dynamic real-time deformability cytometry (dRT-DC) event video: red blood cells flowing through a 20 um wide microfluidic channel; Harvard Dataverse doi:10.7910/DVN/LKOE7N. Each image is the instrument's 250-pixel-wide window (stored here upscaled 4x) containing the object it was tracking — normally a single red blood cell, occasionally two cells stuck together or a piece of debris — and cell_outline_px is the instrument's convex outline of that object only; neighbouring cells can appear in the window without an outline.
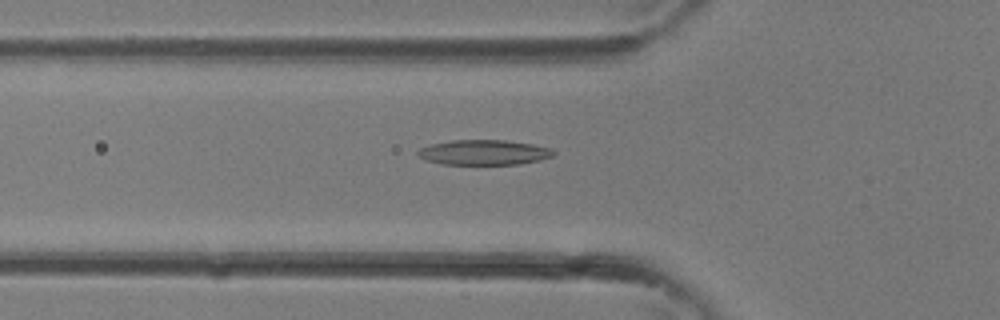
{"species": "common noctule bat (a hibernating species)", "species_latin": "Nyctalus noctula", "temperature_condition": "room temperature", "stored_images_in_passage": 35, "camera_frame_rate_fps": 3000, "um_per_image_px": 0.085, "animal": {"sex": "female"}, "frame": {"image": 1, "passage_image": 12, "time_ms": 3.667, "image_size_px": [1000, 320], "cell_outline_px": [[556, 152], [552, 156], [540, 160], [520, 164], [444, 164], [424, 160], [416, 152], [420, 148], [432, 144], [452, 140], [504, 140], [532, 144], [552, 148]], "centroid_in_image_um": [41.15, 12.95], "position_along_channel_um": 84.7, "area_um2": 19.77}}
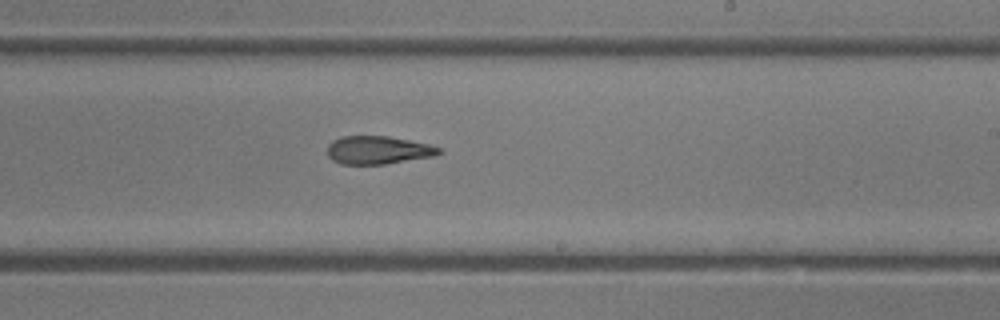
{"frame": {"image": 2, "passage_image": 21, "time_ms": 6.667, "image_size_px": [1000, 320], "cell_outline_px": [[444, 152], [436, 156], [384, 164], [340, 164], [332, 160], [328, 156], [328, 144], [332, 140], [340, 136], [388, 136], [428, 144], [440, 148]], "centroid_in_image_um": [32.13, 12.76], "position_along_channel_um": 256.9, "area_um2": 18.38}}
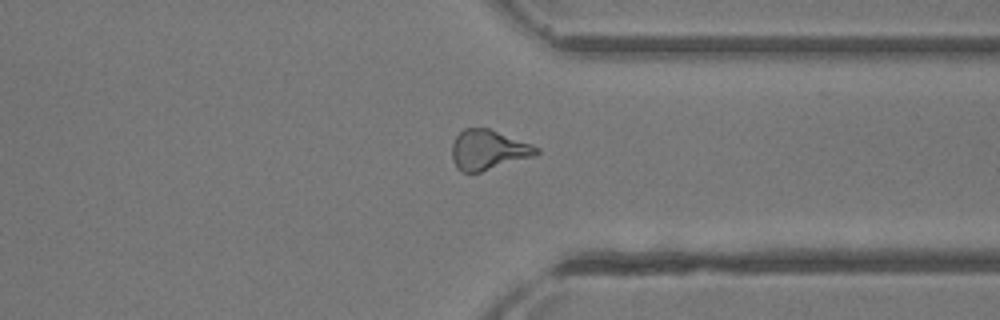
{"frame": {"image": 3, "passage_image": 27, "time_ms": 8.667, "image_size_px": [1000, 320], "cell_outline_px": [[540, 152], [536, 156], [480, 172], [460, 172], [456, 168], [452, 160], [452, 144], [456, 136], [464, 128], [488, 128], [532, 144], [540, 148]], "centroid_in_image_um": [41.51, 12.75], "position_along_channel_um": 369.9, "area_um2": 19.77}}